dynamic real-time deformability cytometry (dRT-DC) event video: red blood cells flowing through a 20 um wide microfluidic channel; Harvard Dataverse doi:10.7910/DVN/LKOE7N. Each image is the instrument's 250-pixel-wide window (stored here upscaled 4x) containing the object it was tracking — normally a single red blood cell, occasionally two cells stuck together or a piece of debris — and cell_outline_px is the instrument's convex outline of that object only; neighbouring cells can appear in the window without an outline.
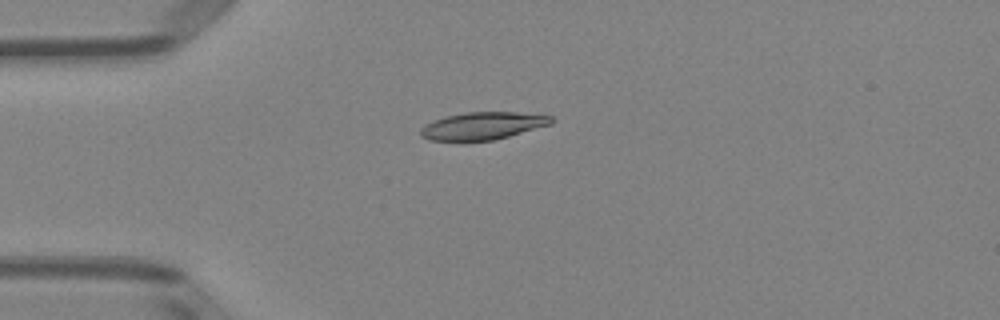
{"species": "Egyptian fruit bat (a non-hibernating species)", "species_latin": "Rousettus aegyptiacus", "temperature_condition": "room temperature", "stored_images_in_passage": 5, "camera_frame_rate_fps": 3000, "um_per_image_px": 0.085, "animal": {"sex": "female"}, "frame": {"image": 1, "passage_image": 1, "time_ms": 0.0, "image_size_px": [1000, 320], "cell_outline_px": [[556, 120], [552, 124], [508, 136], [492, 140], [428, 140], [420, 136], [420, 128], [424, 124], [432, 120], [444, 116], [464, 112], [516, 112], [552, 116]], "centroid_in_image_um": [41.0, 10.68], "position_along_channel_um": 44.0, "area_um2": 20.98}}
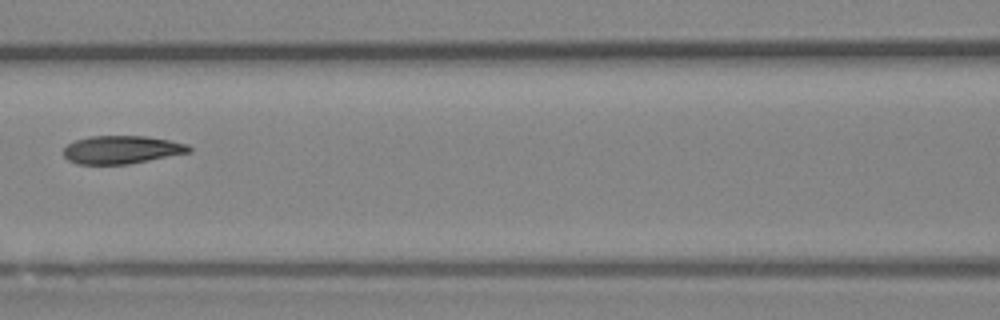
{"frame": {"image": 2, "passage_image": 4, "time_ms": 3.333, "image_size_px": [1000, 320], "cell_outline_px": [[192, 152], [128, 164], [76, 164], [68, 160], [64, 156], [64, 148], [68, 144], [76, 140], [88, 136], [148, 136], [188, 144], [192, 148]], "centroid_in_image_um": [10.36, 12.72], "position_along_channel_um": 156.2, "area_um2": 20.58}}
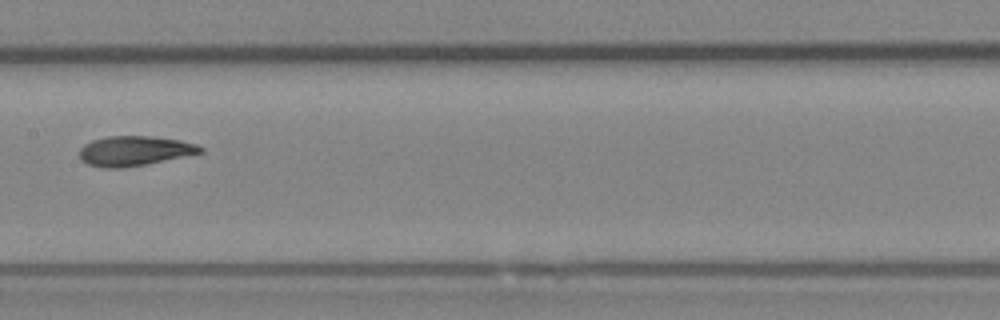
{"frame": {"image": 3, "passage_image": 5, "time_ms": 4.333, "image_size_px": [1000, 320], "cell_outline_px": [[204, 152], [144, 164], [120, 168], [104, 168], [88, 164], [80, 160], [80, 148], [84, 144], [92, 140], [108, 136], [152, 136], [180, 140], [196, 144], [204, 148]], "centroid_in_image_um": [11.41, 12.81], "position_along_channel_um": 196.0, "area_um2": 20.87}}